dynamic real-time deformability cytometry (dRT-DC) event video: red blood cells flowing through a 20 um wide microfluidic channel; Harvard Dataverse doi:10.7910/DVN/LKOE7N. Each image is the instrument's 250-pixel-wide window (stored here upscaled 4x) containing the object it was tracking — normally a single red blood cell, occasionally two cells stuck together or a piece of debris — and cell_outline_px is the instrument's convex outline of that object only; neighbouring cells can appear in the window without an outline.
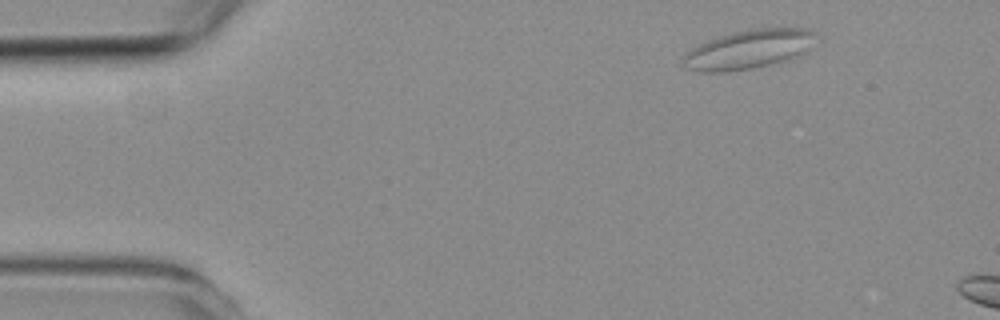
{"species": "common noctule bat (a hibernating species)", "species_latin": "Nyctalus noctula", "temperature_condition": "room temperature", "stored_images_in_passage": 3, "camera_frame_rate_fps": 3000, "um_per_image_px": 0.085, "animal": {"sex": "female", "body_mass_g": 19.3, "forearm_length_mm": 54.1}, "frame": {"image": 1, "passage_image": 1, "time_ms": 0.0, "image_size_px": [1000, 320], "cell_outline_px": [[812, 32], [804, 52], [800, 56], [792, 60], [752, 68], [724, 72], [700, 72], [684, 68], [684, 56], [692, 48], [700, 44], [720, 36], [732, 32], [752, 28], [804, 28]], "centroid_in_image_um": [63.56, 4.22], "position_along_channel_um": 21.4, "area_um2": 29.59}}
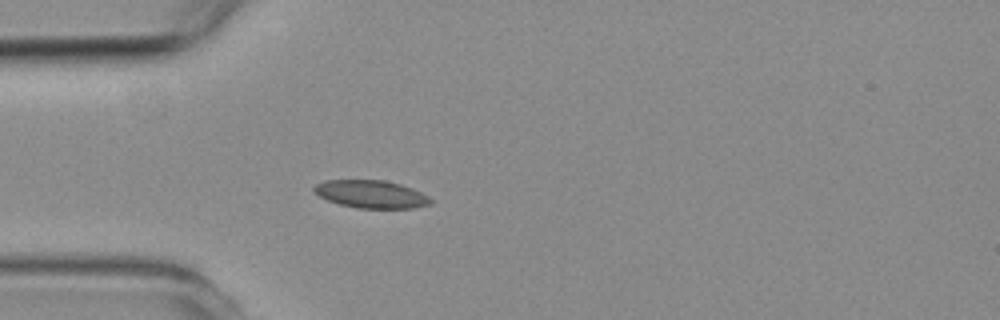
{"frame": {"image": 2, "passage_image": 3, "time_ms": 6.0, "image_size_px": [1000, 320], "cell_outline_px": [[432, 204], [412, 208], [356, 208], [340, 204], [328, 200], [320, 196], [312, 188], [316, 184], [324, 180], [384, 180], [400, 184], [412, 188], [428, 196], [432, 200]], "centroid_in_image_um": [31.56, 16.5], "position_along_channel_um": 53.4, "area_um2": 18.79}}